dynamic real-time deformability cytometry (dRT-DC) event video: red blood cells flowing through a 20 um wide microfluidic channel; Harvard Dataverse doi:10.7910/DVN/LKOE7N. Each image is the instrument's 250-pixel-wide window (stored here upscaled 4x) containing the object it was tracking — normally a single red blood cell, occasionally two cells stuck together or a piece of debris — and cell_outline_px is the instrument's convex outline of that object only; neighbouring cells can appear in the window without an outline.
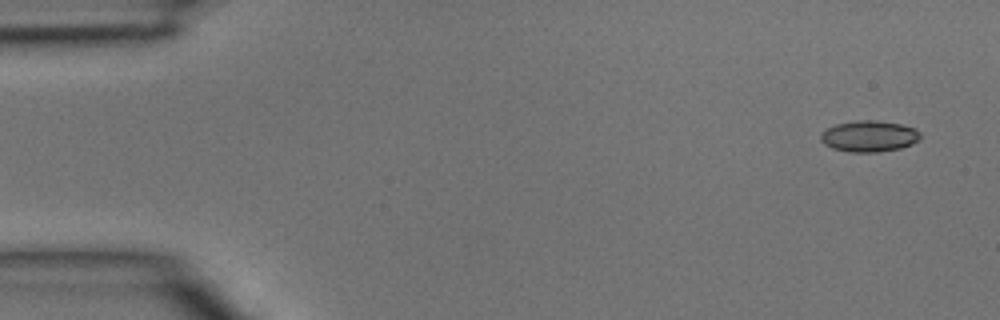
{"species": "common noctule bat (a hibernating species)", "species_latin": "Nyctalus noctula", "temperature_condition": "room temperature", "stored_images_in_passage": 3, "camera_frame_rate_fps": 3000, "um_per_image_px": 0.085, "animal": {"sex": "male", "body_mass_g": 15.6}, "frame": {"image": 1, "passage_image": 1, "time_ms": 0.0, "image_size_px": [1000, 320], "cell_outline_px": [[920, 140], [912, 144], [900, 148], [876, 152], [852, 152], [832, 148], [824, 144], [820, 140], [820, 132], [836, 124], [856, 120], [876, 120], [900, 124], [916, 128], [920, 132]], "centroid_in_image_um": [73.87, 11.57], "position_along_channel_um": 11.1, "area_um2": 18.21}}
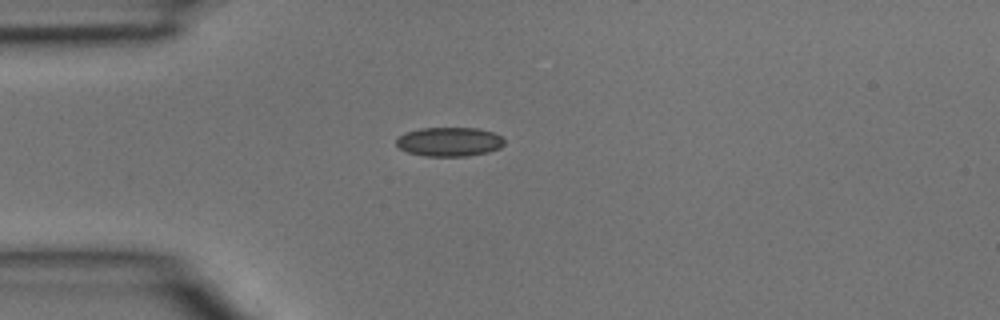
{"frame": {"image": 2, "passage_image": 3, "time_ms": 0.667, "image_size_px": [1000, 320], "cell_outline_px": [[504, 144], [500, 148], [488, 152], [464, 156], [428, 156], [408, 152], [400, 148], [396, 144], [396, 136], [404, 132], [420, 128], [476, 128], [492, 132], [500, 136], [504, 140]], "centroid_in_image_um": [38.16, 12.04], "position_along_channel_um": 46.8, "area_um2": 18.32}}